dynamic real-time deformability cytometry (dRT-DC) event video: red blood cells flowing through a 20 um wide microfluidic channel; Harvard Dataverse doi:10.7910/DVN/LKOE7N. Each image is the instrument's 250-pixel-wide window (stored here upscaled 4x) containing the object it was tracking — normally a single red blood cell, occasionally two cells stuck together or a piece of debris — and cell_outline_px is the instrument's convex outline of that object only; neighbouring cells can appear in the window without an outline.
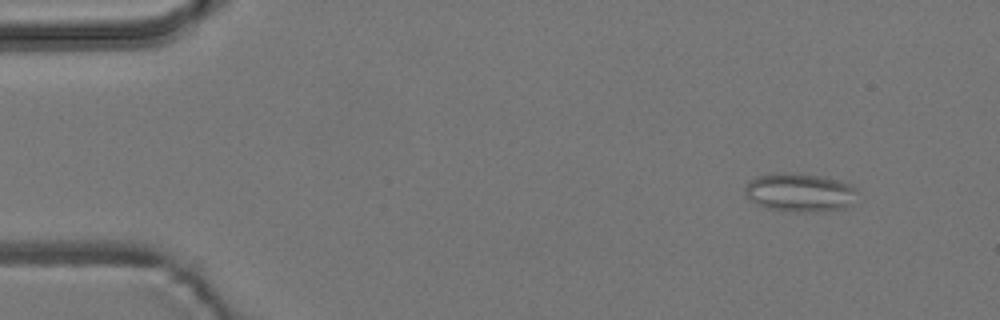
{"species": "common noctule bat (a hibernating species)", "species_latin": "Nyctalus noctula", "temperature_condition": "room temperature", "stored_images_in_passage": 4, "camera_frame_rate_fps": 3000, "um_per_image_px": 0.085, "animal": {"sex": "male", "body_mass_g": 19.2, "forearm_length_mm": 51.8}, "frame": {"image": 1, "passage_image": 1, "time_ms": 0.0, "image_size_px": [1000, 320], "cell_outline_px": [[856, 192], [844, 208], [828, 212], [796, 212], [768, 208], [756, 204], [748, 200], [744, 192], [744, 188], [748, 180], [756, 176], [776, 172], [800, 172], [828, 176], [840, 180], [856, 188]], "centroid_in_image_um": [67.91, 16.33], "position_along_channel_um": 17.1, "area_um2": 25.84}}
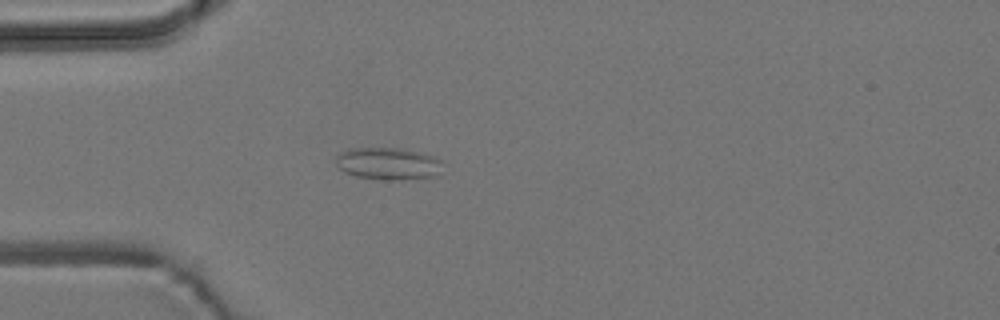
{"frame": {"image": 2, "passage_image": 4, "time_ms": 3.333, "image_size_px": [1000, 320], "cell_outline_px": [[444, 160], [440, 176], [404, 180], [384, 180], [356, 176], [344, 172], [336, 164], [336, 156], [348, 148], [400, 148], [424, 152]], "centroid_in_image_um": [33.08, 13.91], "position_along_channel_um": 51.9, "area_um2": 20.63}}